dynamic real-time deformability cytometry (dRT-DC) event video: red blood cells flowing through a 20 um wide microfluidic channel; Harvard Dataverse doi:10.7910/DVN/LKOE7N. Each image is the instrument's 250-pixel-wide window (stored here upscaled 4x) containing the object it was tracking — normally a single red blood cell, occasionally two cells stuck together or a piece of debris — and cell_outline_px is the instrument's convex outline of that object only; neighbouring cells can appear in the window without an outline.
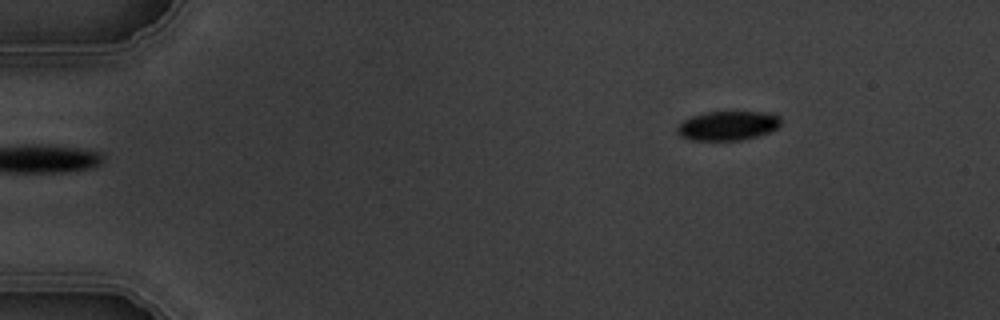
{"species": "common noctule bat (a hibernating species)", "species_latin": "Nyctalus noctula", "temperature_condition": "warm", "stored_images_in_passage": 4, "camera_frame_rate_fps": 3000, "um_per_image_px": 0.085, "animal": {"sex": "male", "body_mass_g": 19.5, "forearm_length_mm": 54.6}, "frame": {"image": 1, "passage_image": 1, "time_ms": 0.0, "image_size_px": [1000, 320], "cell_outline_px": [[780, 124], [776, 128], [768, 132], [756, 136], [740, 140], [688, 140], [680, 136], [676, 132], [676, 128], [684, 120], [692, 116], [704, 112], [764, 112], [780, 116]], "centroid_in_image_um": [61.82, 10.68], "position_along_channel_um": 23.2, "area_um2": 17.57}}